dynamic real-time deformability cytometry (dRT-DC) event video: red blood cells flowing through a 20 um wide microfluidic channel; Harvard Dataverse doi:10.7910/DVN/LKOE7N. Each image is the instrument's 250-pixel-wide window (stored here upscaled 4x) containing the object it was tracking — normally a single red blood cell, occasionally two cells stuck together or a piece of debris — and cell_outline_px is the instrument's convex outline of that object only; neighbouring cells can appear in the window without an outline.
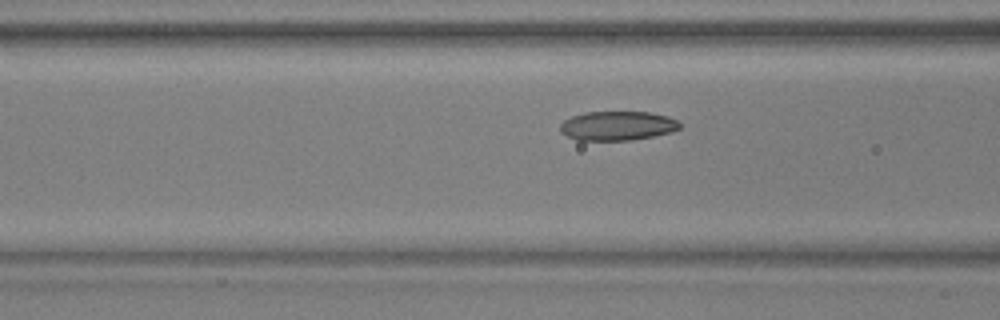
{"species": "common noctule bat (a hibernating species)", "species_latin": "Nyctalus noctula", "temperature_condition": "warm", "stored_images_in_passage": 48, "camera_frame_rate_fps": 3000, "um_per_image_px": 0.085, "animal": {"sex": "male", "body_mass_g": 17.9, "forearm_length_mm": 54.2}, "frame": {"image": 1, "passage_image": 15, "time_ms": 4.667, "image_size_px": [1000, 320], "cell_outline_px": [[680, 128], [672, 132], [632, 140], [576, 140], [560, 132], [560, 124], [564, 120], [572, 116], [584, 112], [652, 112], [668, 116], [676, 120], [680, 124]], "centroid_in_image_um": [52.47, 10.69], "position_along_channel_um": 114.1, "area_um2": 20.4}}
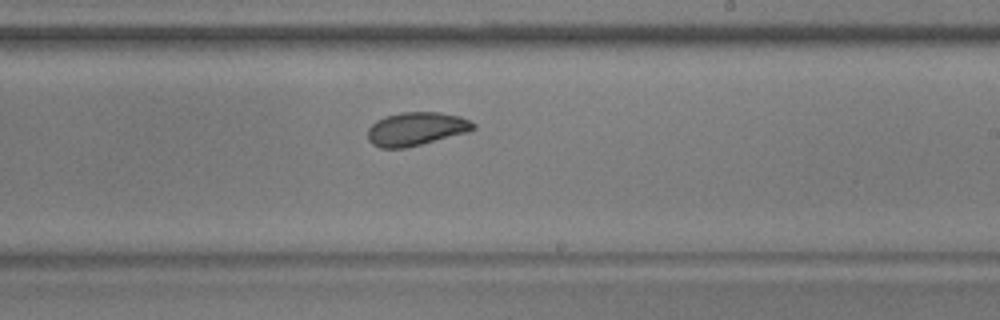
{"frame": {"image": 2, "passage_image": 26, "time_ms": 8.333, "image_size_px": [1000, 320], "cell_outline_px": [[476, 128], [468, 132], [404, 148], [380, 148], [372, 144], [368, 140], [368, 128], [376, 120], [384, 116], [400, 112], [440, 112], [460, 116], [476, 124]], "centroid_in_image_um": [35.36, 10.94], "position_along_channel_um": 253.6, "area_um2": 20.58}}
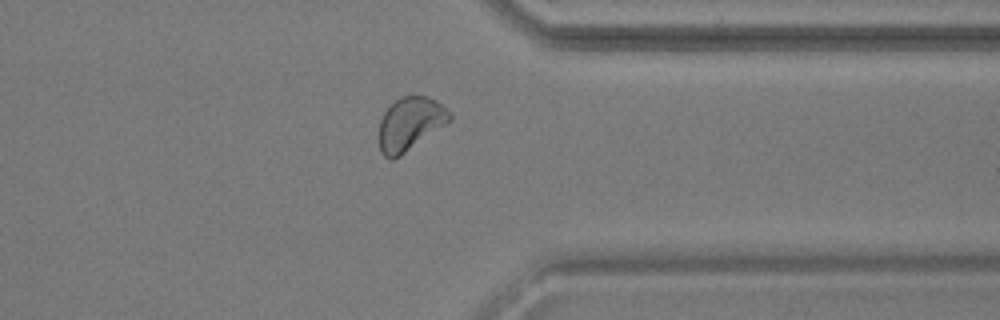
{"frame": {"image": 3, "passage_image": 36, "time_ms": 11.667, "image_size_px": [1000, 320], "cell_outline_px": [[452, 120], [400, 156], [392, 160], [388, 160], [380, 152], [380, 120], [384, 112], [400, 96], [428, 96], [436, 100], [452, 116]], "centroid_in_image_um": [34.85, 10.54], "position_along_channel_um": 376.6, "area_um2": 21.68}, "authors_computed_cell_mechanics": {"area_um2": 21.1548, "velocity_mm_per_s": 3.8059, "shape_relaxation_time_tau1_ms": 9.8276, "shape_relaxation_time_tau2_ms": 3.0901, "deformation_change_tau1": 0.2104, "deformation_change_tau2": 0.0821}}